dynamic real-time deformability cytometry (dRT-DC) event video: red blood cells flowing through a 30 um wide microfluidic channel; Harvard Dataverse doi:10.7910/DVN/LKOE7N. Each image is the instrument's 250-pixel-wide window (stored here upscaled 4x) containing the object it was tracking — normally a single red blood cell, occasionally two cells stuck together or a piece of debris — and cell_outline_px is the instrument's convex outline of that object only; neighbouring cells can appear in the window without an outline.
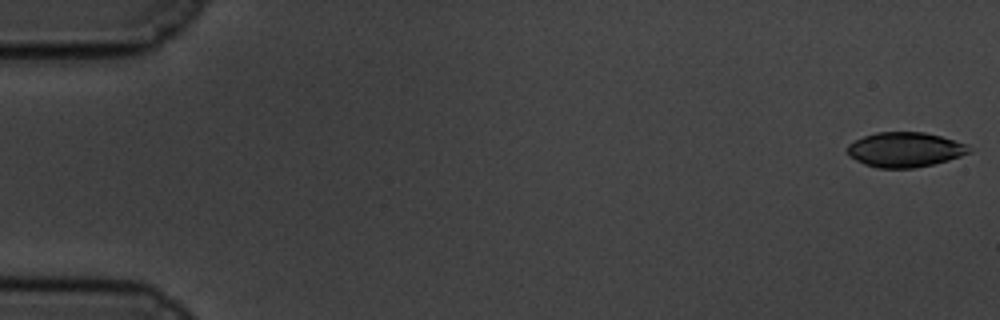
{"species": "common noctule bat (a hibernating species)", "species_latin": "Nyctalus noctula", "temperature_condition": "cold", "stored_images_in_passage": 59, "camera_frame_rate_fps": 3000, "um_per_image_px": 0.085, "animal": {"sex": "male", "body_mass_g": 19.5, "forearm_length_mm": 54.6}, "frame": {"image": 1, "passage_image": 1, "time_ms": 0.0, "image_size_px": [1000, 320], "cell_outline_px": [[972, 152], [948, 160], [932, 164], [912, 168], [876, 168], [864, 164], [848, 156], [848, 144], [864, 136], [876, 132], [924, 132], [940, 136], [968, 144]], "centroid_in_image_um": [76.92, 12.72], "position_along_channel_um": 8.1, "area_um2": 24.68}}
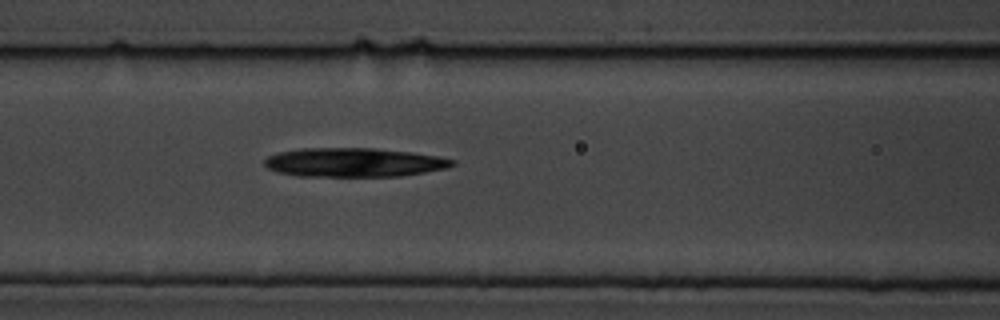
{"frame": {"image": 2, "passage_image": 25, "time_ms": 8.0, "image_size_px": [1000, 320], "cell_outline_px": [[456, 164], [448, 168], [400, 176], [296, 176], [276, 172], [268, 168], [264, 164], [264, 160], [268, 156], [280, 152], [300, 148], [376, 148], [412, 152], [436, 156], [456, 160]], "centroid_in_image_um": [30.08, 13.8], "position_along_channel_um": 136.5, "area_um2": 31.85}}
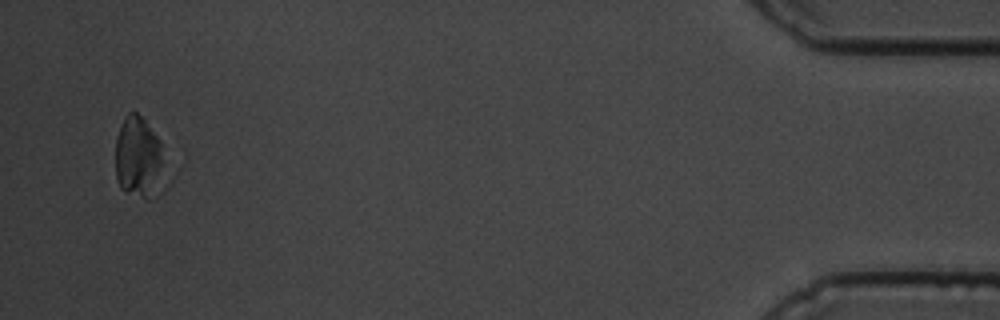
{"frame": {"image": 3, "passage_image": 57, "time_ms": 18.667, "image_size_px": [1000, 320], "cell_outline_px": [[160, 164], [148, 200], [124, 192], [120, 188], [116, 176], [116, 136], [124, 116], [128, 112], [136, 112], [144, 116], [156, 136], [160, 144]], "centroid_in_image_um": [11.63, 13.25], "position_along_channel_um": 423.6, "area_um2": 21.91}, "authors_computed_cell_mechanics": {"area_um2": 29.9982, "velocity_mm_per_s": 3.4116, "shape_relaxation_time_tau1_ms": 3.423, "shape_relaxation_time_tau2_ms": null, "deformation_change_tau1": 0.1298, "deformation_change_tau2": null}}